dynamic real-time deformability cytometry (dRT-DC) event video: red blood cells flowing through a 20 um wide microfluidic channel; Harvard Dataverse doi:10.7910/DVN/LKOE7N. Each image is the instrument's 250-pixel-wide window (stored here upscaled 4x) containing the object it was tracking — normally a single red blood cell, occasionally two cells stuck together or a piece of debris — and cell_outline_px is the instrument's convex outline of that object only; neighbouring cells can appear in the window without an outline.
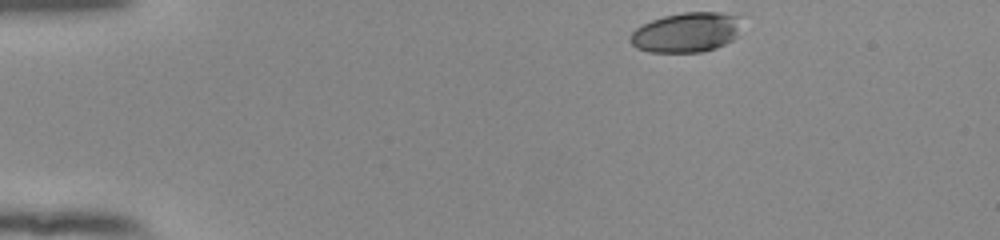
{"species": "human", "species_latin": "Homo sapiens", "temperature_condition": "room temperature", "stored_images_in_passage": 46, "camera_frame_rate_fps": 3000, "um_per_image_px": 0.085, "donor": {"sex": "female"}, "frame": {"image": 1, "passage_image": 1, "time_ms": 0.0, "image_size_px": [1000, 240], "cell_outline_px": [[740, 16], [736, 36], [732, 40], [716, 48], [700, 52], [648, 52], [636, 48], [628, 40], [628, 36], [636, 28], [652, 20], [664, 16], [684, 12], [720, 12]], "centroid_in_image_um": [58.3, 2.76], "position_along_channel_um": 26.7, "area_um2": 25.78}}
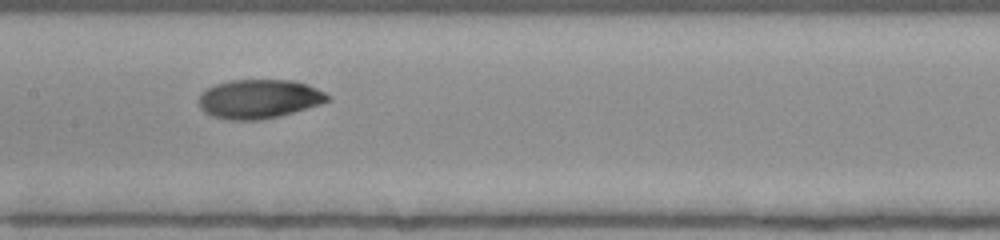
{"frame": {"image": 2, "passage_image": 20, "time_ms": 6.333, "image_size_px": [1000, 240], "cell_outline_px": [[332, 100], [320, 104], [292, 112], [260, 120], [228, 120], [212, 116], [204, 112], [200, 108], [196, 100], [200, 92], [216, 84], [232, 80], [292, 80], [308, 84], [332, 96]], "centroid_in_image_um": [21.99, 8.4], "position_along_channel_um": 185.4, "area_um2": 29.48}}
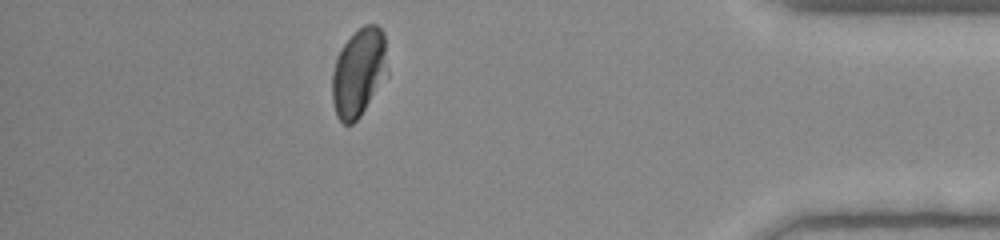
{"frame": {"image": 3, "passage_image": 40, "time_ms": 13.0, "image_size_px": [1000, 240], "cell_outline_px": [[388, 76], [360, 116], [352, 124], [344, 124], [336, 116], [332, 104], [332, 72], [336, 60], [344, 44], [364, 24], [376, 24], [384, 32], [388, 72]], "centroid_in_image_um": [30.51, 6.18], "position_along_channel_um": 404.7, "area_um2": 28.61}, "authors_computed_cell_mechanics": {"area_um2": 28.8133, "velocity_mm_per_s": 3.8659, "shape_relaxation_time_tau1_ms": 4.9862, "shape_relaxation_time_tau2_ms": 1.8434, "deformation_change_tau1": 0.1733, "deformation_change_tau2": 0.0428}}